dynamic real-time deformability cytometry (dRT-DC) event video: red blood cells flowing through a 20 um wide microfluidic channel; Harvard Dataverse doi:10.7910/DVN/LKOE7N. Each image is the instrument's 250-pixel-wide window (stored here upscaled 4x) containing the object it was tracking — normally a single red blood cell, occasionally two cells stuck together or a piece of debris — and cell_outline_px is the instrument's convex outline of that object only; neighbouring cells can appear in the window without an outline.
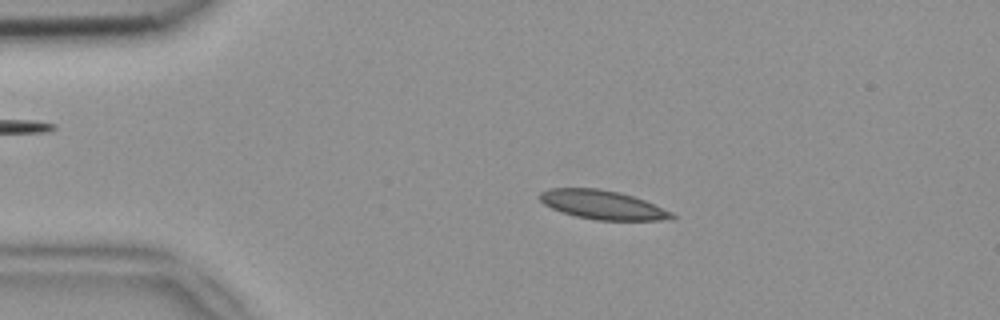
{"species": "common noctule bat (a hibernating species)", "species_latin": "Nyctalus noctula", "temperature_condition": "room temperature", "stored_images_in_passage": 52, "camera_frame_rate_fps": 3000, "um_per_image_px": 0.085, "animal": {"sex": "female", "body_mass_g": 18.4}, "frame": {"image": 1, "passage_image": 11, "time_ms": 3.333, "image_size_px": [1000, 320], "cell_outline_px": [[676, 216], [672, 220], [596, 220], [576, 216], [560, 212], [544, 204], [540, 200], [540, 192], [548, 188], [596, 188], [620, 192], [644, 200], [672, 212]], "centroid_in_image_um": [51.21, 17.41], "position_along_channel_um": 33.8, "area_um2": 22.25}}
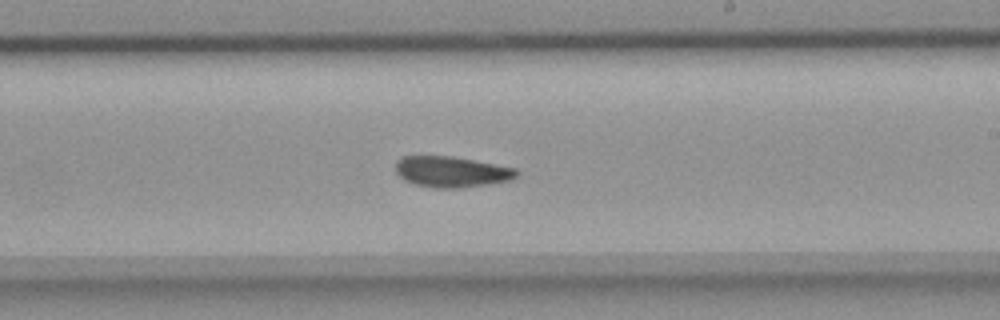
{"frame": {"image": 2, "passage_image": 31, "time_ms": 10.0, "image_size_px": [1000, 320], "cell_outline_px": [[520, 172], [512, 180], [488, 184], [460, 188], [436, 188], [416, 184], [404, 180], [396, 172], [396, 160], [400, 156], [452, 156], [516, 168]], "centroid_in_image_um": [38.38, 14.6], "position_along_channel_um": 250.6, "area_um2": 21.79}}
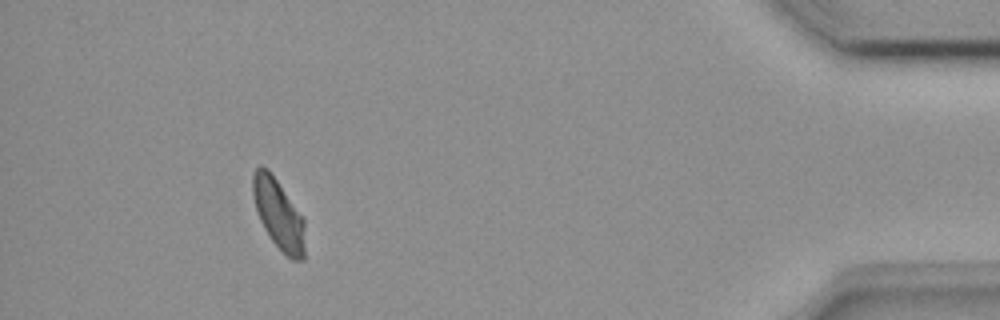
{"frame": {"image": 3, "passage_image": 48, "time_ms": 15.667, "image_size_px": [1000, 320], "cell_outline_px": [[304, 260], [292, 260], [272, 240], [264, 228], [260, 220], [256, 208], [252, 192], [252, 172], [260, 164], [268, 168], [304, 220]], "centroid_in_image_um": [23.64, 18.17], "position_along_channel_um": 411.6, "area_um2": 20.87}, "authors_computed_cell_mechanics": {"area_um2": 22.0218, "velocity_mm_per_s": 3.8937, "shape_relaxation_time_tau1_ms": 4.9169, "shape_relaxation_time_tau2_ms": 4.2562, "deformation_change_tau1": 0.1099, "deformation_change_tau2": 0.0891}}